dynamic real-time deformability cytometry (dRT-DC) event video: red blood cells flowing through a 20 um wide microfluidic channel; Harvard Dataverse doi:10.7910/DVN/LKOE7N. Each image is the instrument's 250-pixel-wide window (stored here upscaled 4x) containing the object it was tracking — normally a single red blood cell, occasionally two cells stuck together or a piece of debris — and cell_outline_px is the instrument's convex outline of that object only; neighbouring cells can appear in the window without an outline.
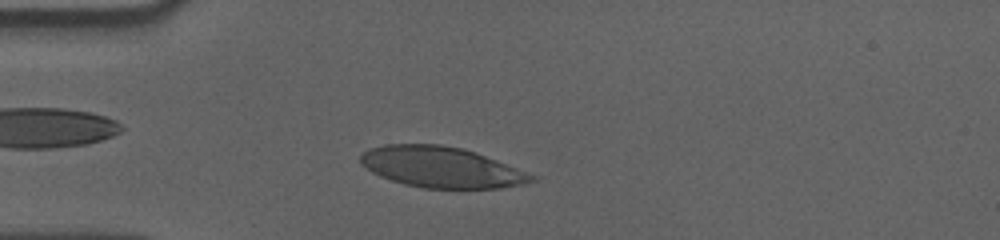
{"species": "human", "species_latin": "Homo sapiens", "temperature_condition": "cold", "stored_images_in_passage": 45, "camera_frame_rate_fps": 3000, "um_per_image_px": 0.085, "donor": {"sex": "male"}, "frame": {"image": 1, "passage_image": 8, "time_ms": 2.333, "image_size_px": [1000, 240], "cell_outline_px": [[540, 176], [536, 180], [524, 184], [500, 188], [424, 188], [404, 184], [380, 176], [372, 172], [360, 164], [360, 156], [368, 148], [384, 144], [440, 144], [460, 148], [476, 152]], "centroid_in_image_um": [37.54, 14.21], "position_along_channel_um": 47.5, "area_um2": 40.92}}
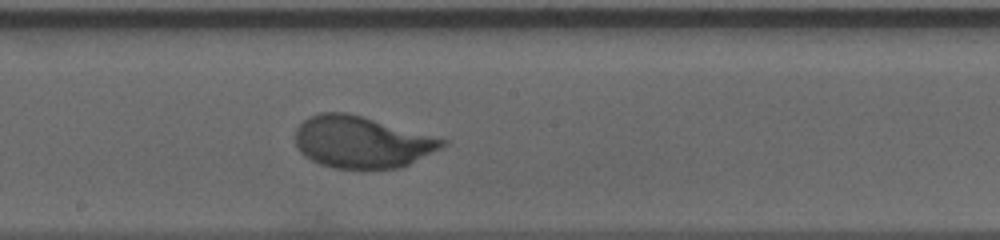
{"frame": {"image": 2, "passage_image": 24, "time_ms": 7.667, "image_size_px": [1000, 240], "cell_outline_px": [[448, 144], [444, 148], [400, 168], [368, 172], [360, 172], [332, 168], [320, 164], [304, 156], [296, 148], [296, 128], [308, 116], [320, 112], [348, 112], [364, 116], [448, 140]], "centroid_in_image_um": [30.76, 12.12], "position_along_channel_um": 217.4, "area_um2": 45.78}}
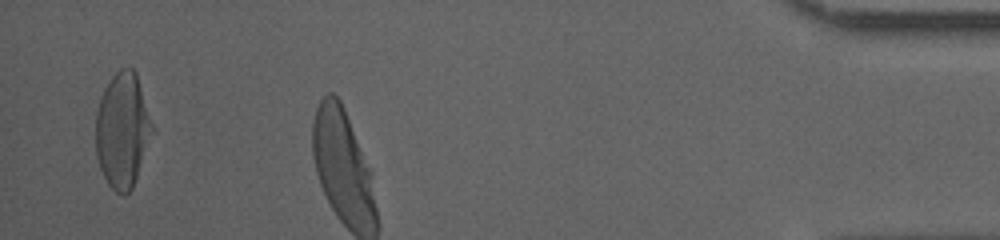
{"frame": {"image": 3, "passage_image": 44, "time_ms": 14.333, "image_size_px": [1000, 240], "cell_outline_px": [[156, 128], [132, 188], [124, 196], [120, 196], [108, 184], [100, 168], [96, 156], [96, 112], [104, 88], [108, 80], [120, 68], [132, 68], [136, 72]], "centroid_in_image_um": [10.44, 11.06], "position_along_channel_um": 424.8, "area_um2": 38.49}, "authors_computed_cell_mechanics": {"area_um2": 43.928, "velocity_mm_per_s": 3.5253, "shape_relaxation_time_tau1_ms": 2.8895, "shape_relaxation_time_tau2_ms": null, "deformation_change_tau1": 0.1789, "deformation_change_tau2": null}}